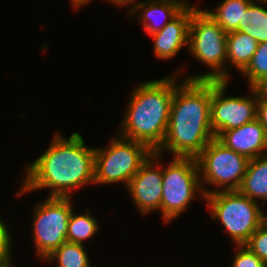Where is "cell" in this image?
I'll return each instance as SVG.
<instances>
[{"label": "cell", "mask_w": 267, "mask_h": 267, "mask_svg": "<svg viewBox=\"0 0 267 267\" xmlns=\"http://www.w3.org/2000/svg\"><path fill=\"white\" fill-rule=\"evenodd\" d=\"M175 74L136 86L130 94L119 136L144 143L153 152L161 147L178 79Z\"/></svg>", "instance_id": "3957f363"}, {"label": "cell", "mask_w": 267, "mask_h": 267, "mask_svg": "<svg viewBox=\"0 0 267 267\" xmlns=\"http://www.w3.org/2000/svg\"><path fill=\"white\" fill-rule=\"evenodd\" d=\"M162 157L153 152L127 185L134 204L145 215L155 210L160 211L161 208L163 165L158 161Z\"/></svg>", "instance_id": "8fae6325"}, {"label": "cell", "mask_w": 267, "mask_h": 267, "mask_svg": "<svg viewBox=\"0 0 267 267\" xmlns=\"http://www.w3.org/2000/svg\"><path fill=\"white\" fill-rule=\"evenodd\" d=\"M217 139L249 160L262 156L267 150V135L257 119L239 128L223 131Z\"/></svg>", "instance_id": "4fadbf2b"}, {"label": "cell", "mask_w": 267, "mask_h": 267, "mask_svg": "<svg viewBox=\"0 0 267 267\" xmlns=\"http://www.w3.org/2000/svg\"><path fill=\"white\" fill-rule=\"evenodd\" d=\"M200 180L199 166L194 157H172L170 163L163 166L160 211L164 223L184 213L198 191L204 199Z\"/></svg>", "instance_id": "52a82bcc"}, {"label": "cell", "mask_w": 267, "mask_h": 267, "mask_svg": "<svg viewBox=\"0 0 267 267\" xmlns=\"http://www.w3.org/2000/svg\"><path fill=\"white\" fill-rule=\"evenodd\" d=\"M12 258L11 257H9V258H7V259H5V260H1L0 261V267H14L13 265H12V260H11Z\"/></svg>", "instance_id": "83f0119b"}, {"label": "cell", "mask_w": 267, "mask_h": 267, "mask_svg": "<svg viewBox=\"0 0 267 267\" xmlns=\"http://www.w3.org/2000/svg\"><path fill=\"white\" fill-rule=\"evenodd\" d=\"M92 0H71L73 8L77 9L82 7L83 5H86L90 3Z\"/></svg>", "instance_id": "4316f807"}, {"label": "cell", "mask_w": 267, "mask_h": 267, "mask_svg": "<svg viewBox=\"0 0 267 267\" xmlns=\"http://www.w3.org/2000/svg\"><path fill=\"white\" fill-rule=\"evenodd\" d=\"M204 200L211 209L210 217L223 224L236 246L245 245L265 222L266 213L260 204L239 191L213 192L205 195Z\"/></svg>", "instance_id": "5b68a950"}, {"label": "cell", "mask_w": 267, "mask_h": 267, "mask_svg": "<svg viewBox=\"0 0 267 267\" xmlns=\"http://www.w3.org/2000/svg\"><path fill=\"white\" fill-rule=\"evenodd\" d=\"M231 267H267L246 245H237Z\"/></svg>", "instance_id": "603a6c76"}, {"label": "cell", "mask_w": 267, "mask_h": 267, "mask_svg": "<svg viewBox=\"0 0 267 267\" xmlns=\"http://www.w3.org/2000/svg\"><path fill=\"white\" fill-rule=\"evenodd\" d=\"M238 191L252 201H262L261 203L265 206L267 203V153L249 160Z\"/></svg>", "instance_id": "9a60e30c"}, {"label": "cell", "mask_w": 267, "mask_h": 267, "mask_svg": "<svg viewBox=\"0 0 267 267\" xmlns=\"http://www.w3.org/2000/svg\"><path fill=\"white\" fill-rule=\"evenodd\" d=\"M260 3L263 4V5L265 4L264 6H266L267 5V0H260Z\"/></svg>", "instance_id": "f1b7e54d"}, {"label": "cell", "mask_w": 267, "mask_h": 267, "mask_svg": "<svg viewBox=\"0 0 267 267\" xmlns=\"http://www.w3.org/2000/svg\"><path fill=\"white\" fill-rule=\"evenodd\" d=\"M227 62L242 73L252 60L258 42L240 31L227 33Z\"/></svg>", "instance_id": "2e32d148"}, {"label": "cell", "mask_w": 267, "mask_h": 267, "mask_svg": "<svg viewBox=\"0 0 267 267\" xmlns=\"http://www.w3.org/2000/svg\"><path fill=\"white\" fill-rule=\"evenodd\" d=\"M252 88H267V42L259 43L252 60L242 72Z\"/></svg>", "instance_id": "44dd1931"}, {"label": "cell", "mask_w": 267, "mask_h": 267, "mask_svg": "<svg viewBox=\"0 0 267 267\" xmlns=\"http://www.w3.org/2000/svg\"><path fill=\"white\" fill-rule=\"evenodd\" d=\"M212 80H185L176 84L166 135L156 151L173 157L196 158L215 138L211 128Z\"/></svg>", "instance_id": "7a4b0ae2"}, {"label": "cell", "mask_w": 267, "mask_h": 267, "mask_svg": "<svg viewBox=\"0 0 267 267\" xmlns=\"http://www.w3.org/2000/svg\"><path fill=\"white\" fill-rule=\"evenodd\" d=\"M265 264H267V223L264 222L245 244Z\"/></svg>", "instance_id": "7402d4cb"}, {"label": "cell", "mask_w": 267, "mask_h": 267, "mask_svg": "<svg viewBox=\"0 0 267 267\" xmlns=\"http://www.w3.org/2000/svg\"><path fill=\"white\" fill-rule=\"evenodd\" d=\"M44 261H57V267H90L89 256L84 245L65 242Z\"/></svg>", "instance_id": "ffe728a7"}, {"label": "cell", "mask_w": 267, "mask_h": 267, "mask_svg": "<svg viewBox=\"0 0 267 267\" xmlns=\"http://www.w3.org/2000/svg\"><path fill=\"white\" fill-rule=\"evenodd\" d=\"M258 3L260 0H254L243 12L236 31L248 34L258 43H263L267 42V8Z\"/></svg>", "instance_id": "e0dca14e"}, {"label": "cell", "mask_w": 267, "mask_h": 267, "mask_svg": "<svg viewBox=\"0 0 267 267\" xmlns=\"http://www.w3.org/2000/svg\"><path fill=\"white\" fill-rule=\"evenodd\" d=\"M227 33L201 8L191 17L189 24L188 50L191 55L212 70L206 74L185 77V80L228 81Z\"/></svg>", "instance_id": "277c9868"}, {"label": "cell", "mask_w": 267, "mask_h": 267, "mask_svg": "<svg viewBox=\"0 0 267 267\" xmlns=\"http://www.w3.org/2000/svg\"><path fill=\"white\" fill-rule=\"evenodd\" d=\"M12 238L8 227L0 217V261L11 257Z\"/></svg>", "instance_id": "cb8c5ba5"}, {"label": "cell", "mask_w": 267, "mask_h": 267, "mask_svg": "<svg viewBox=\"0 0 267 267\" xmlns=\"http://www.w3.org/2000/svg\"><path fill=\"white\" fill-rule=\"evenodd\" d=\"M33 212V241L36 256L45 260L67 242V227L73 204L70 197H47L36 203Z\"/></svg>", "instance_id": "9c48e42d"}, {"label": "cell", "mask_w": 267, "mask_h": 267, "mask_svg": "<svg viewBox=\"0 0 267 267\" xmlns=\"http://www.w3.org/2000/svg\"><path fill=\"white\" fill-rule=\"evenodd\" d=\"M100 226L87 209L85 214L75 215L74 211L70 215L67 227V242L82 244L87 239L95 235Z\"/></svg>", "instance_id": "d6986e66"}, {"label": "cell", "mask_w": 267, "mask_h": 267, "mask_svg": "<svg viewBox=\"0 0 267 267\" xmlns=\"http://www.w3.org/2000/svg\"><path fill=\"white\" fill-rule=\"evenodd\" d=\"M228 84L225 80H212L210 114L215 138L223 131L239 128L256 119L258 88L249 87L251 96L226 97Z\"/></svg>", "instance_id": "30bf717a"}, {"label": "cell", "mask_w": 267, "mask_h": 267, "mask_svg": "<svg viewBox=\"0 0 267 267\" xmlns=\"http://www.w3.org/2000/svg\"><path fill=\"white\" fill-rule=\"evenodd\" d=\"M135 1L137 0H107V2L113 3L114 5H117V6H123V5L127 6L129 4L134 5Z\"/></svg>", "instance_id": "484cf974"}, {"label": "cell", "mask_w": 267, "mask_h": 267, "mask_svg": "<svg viewBox=\"0 0 267 267\" xmlns=\"http://www.w3.org/2000/svg\"><path fill=\"white\" fill-rule=\"evenodd\" d=\"M95 148L85 146L83 137L54 135L48 149L26 166V177L15 195L49 189V197H71L74 189L94 184Z\"/></svg>", "instance_id": "6da1fadb"}, {"label": "cell", "mask_w": 267, "mask_h": 267, "mask_svg": "<svg viewBox=\"0 0 267 267\" xmlns=\"http://www.w3.org/2000/svg\"><path fill=\"white\" fill-rule=\"evenodd\" d=\"M188 3L186 0H149L138 2L130 7L127 15H139L144 32L149 35L161 30L168 22L175 18ZM140 12V13H139ZM163 20L161 23V20ZM160 22V23H159Z\"/></svg>", "instance_id": "5bb4252c"}, {"label": "cell", "mask_w": 267, "mask_h": 267, "mask_svg": "<svg viewBox=\"0 0 267 267\" xmlns=\"http://www.w3.org/2000/svg\"><path fill=\"white\" fill-rule=\"evenodd\" d=\"M117 137L111 139L108 148H95L94 184L124 182L127 187L141 165L153 153L144 143Z\"/></svg>", "instance_id": "8992f818"}, {"label": "cell", "mask_w": 267, "mask_h": 267, "mask_svg": "<svg viewBox=\"0 0 267 267\" xmlns=\"http://www.w3.org/2000/svg\"><path fill=\"white\" fill-rule=\"evenodd\" d=\"M256 119L261 123L267 135V88H258Z\"/></svg>", "instance_id": "d4e9b609"}, {"label": "cell", "mask_w": 267, "mask_h": 267, "mask_svg": "<svg viewBox=\"0 0 267 267\" xmlns=\"http://www.w3.org/2000/svg\"><path fill=\"white\" fill-rule=\"evenodd\" d=\"M196 6L187 5L175 18L161 30L152 33L153 49L157 58L169 60L179 53L184 45L188 46L189 24Z\"/></svg>", "instance_id": "7c38bea8"}, {"label": "cell", "mask_w": 267, "mask_h": 267, "mask_svg": "<svg viewBox=\"0 0 267 267\" xmlns=\"http://www.w3.org/2000/svg\"><path fill=\"white\" fill-rule=\"evenodd\" d=\"M196 159L202 175L201 186L211 184L218 188L214 191L202 189L204 196L219 191H238L249 163L248 158L227 148L217 138L212 139Z\"/></svg>", "instance_id": "ba28073f"}, {"label": "cell", "mask_w": 267, "mask_h": 267, "mask_svg": "<svg viewBox=\"0 0 267 267\" xmlns=\"http://www.w3.org/2000/svg\"><path fill=\"white\" fill-rule=\"evenodd\" d=\"M254 0H222L213 11L203 9L222 29L228 33L238 29L243 12Z\"/></svg>", "instance_id": "ac0fdd59"}]
</instances>
